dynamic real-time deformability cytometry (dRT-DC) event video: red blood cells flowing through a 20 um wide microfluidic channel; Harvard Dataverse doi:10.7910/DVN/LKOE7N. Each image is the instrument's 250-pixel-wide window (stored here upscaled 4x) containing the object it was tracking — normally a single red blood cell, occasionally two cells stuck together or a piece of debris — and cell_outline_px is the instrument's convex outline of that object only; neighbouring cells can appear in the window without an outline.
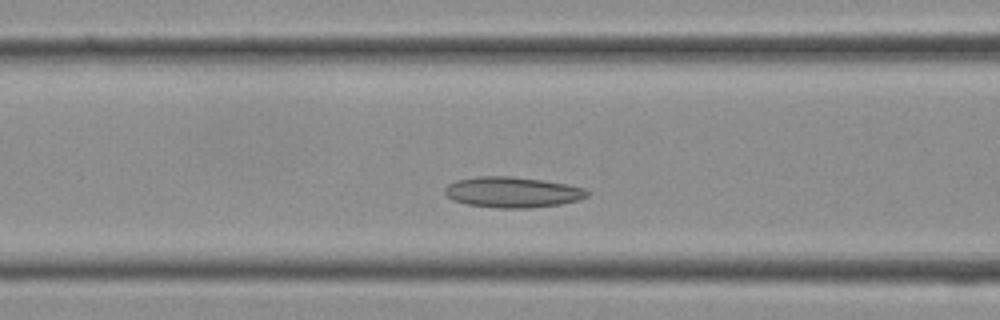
{"species": "Egyptian fruit bat (a non-hibernating species)", "species_latin": "Rousettus aegyptiacus", "temperature_condition": "cold", "stored_images_in_passage": 27, "camera_frame_rate_fps": 3000, "um_per_image_px": 0.085, "frame": {"image": 1, "passage_image": 8, "time_ms": 2.333, "image_size_px": [1000, 320], "cell_outline_px": [[592, 192], [588, 196], [576, 200], [560, 204], [532, 208], [496, 208], [468, 204], [452, 200], [444, 192], [444, 188], [448, 184], [456, 180], [476, 176], [512, 176], [544, 180], [568, 184], [584, 188]], "centroid_in_image_um": [43.57, 16.33], "position_along_channel_um": 123.0, "area_um2": 25.66}}
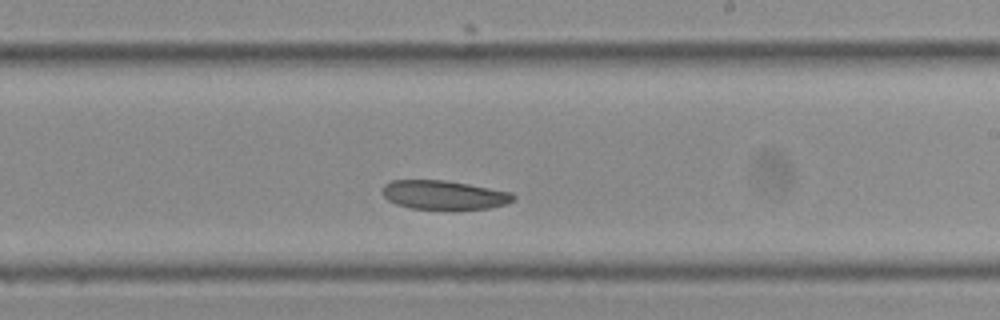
{"frame": {"image": 2, "passage_image": 14, "time_ms": 4.333, "image_size_px": [1000, 320], "cell_outline_px": [[516, 196], [508, 204], [488, 208], [408, 208], [396, 204], [388, 200], [384, 196], [384, 184], [392, 180], [444, 180], [468, 184], [512, 192]], "centroid_in_image_um": [37.74, 16.55], "position_along_channel_um": 251.3, "area_um2": 21.73}}
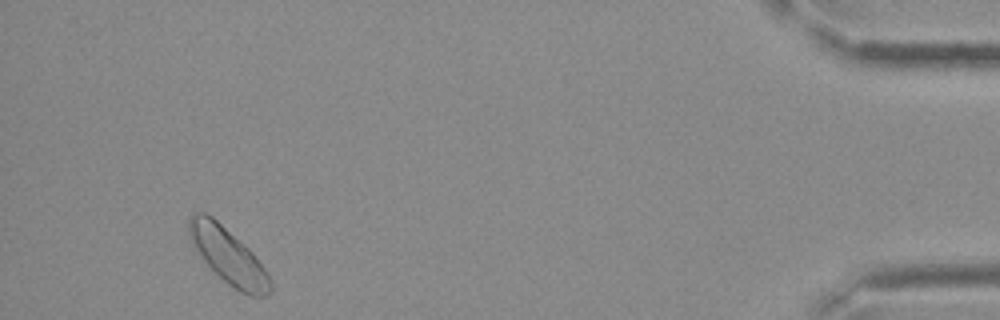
{"frame": {"image": 3, "passage_image": 25, "time_ms": 8.0, "image_size_px": [1000, 320], "cell_outline_px": [[272, 292], [268, 296], [248, 296], [240, 292], [228, 284], [204, 260], [192, 244], [188, 236], [188, 220], [192, 212], [204, 212], [212, 216], [244, 244], [252, 252], [264, 268], [272, 284]], "centroid_in_image_um": [19.39, 21.74], "position_along_channel_um": 415.8, "area_um2": 26.18}}